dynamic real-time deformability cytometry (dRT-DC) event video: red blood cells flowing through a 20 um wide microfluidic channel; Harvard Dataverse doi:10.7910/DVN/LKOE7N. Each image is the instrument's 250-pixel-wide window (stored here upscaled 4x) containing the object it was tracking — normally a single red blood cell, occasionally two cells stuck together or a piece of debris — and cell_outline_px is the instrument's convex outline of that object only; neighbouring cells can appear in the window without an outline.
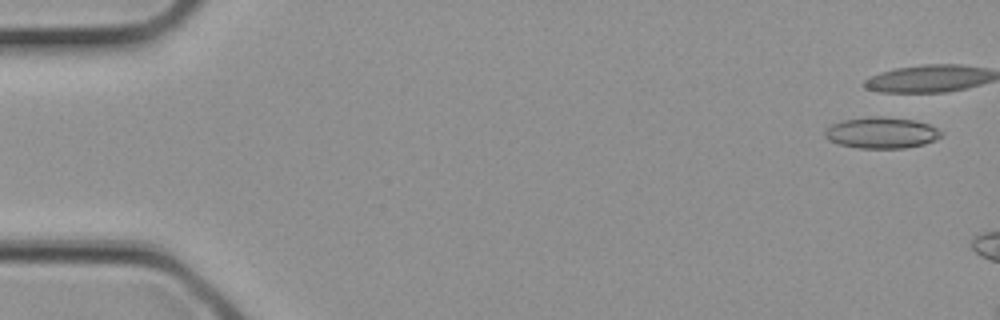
{"species": "common noctule bat (a hibernating species)", "species_latin": "Nyctalus noctula", "temperature_condition": "cold", "stored_images_in_passage": 4, "camera_frame_rate_fps": 3000, "um_per_image_px": 0.085, "animal": {"sex": "female", "body_mass_g": 21.9}, "frame": {"image": 1, "passage_image": 1, "time_ms": 0.0, "image_size_px": [1000, 320], "cell_outline_px": [[944, 132], [936, 140], [924, 144], [904, 148], [860, 148], [840, 144], [828, 140], [824, 136], [824, 132], [832, 124], [844, 120], [868, 116], [884, 116], [916, 120], [928, 124]], "centroid_in_image_um": [74.95, 11.28], "position_along_channel_um": 10.1, "area_um2": 21.21}}